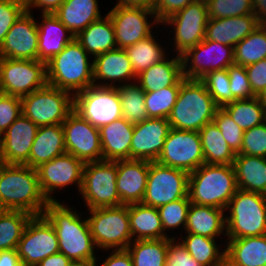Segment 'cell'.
Returning <instances> with one entry per match:
<instances>
[{
    "mask_svg": "<svg viewBox=\"0 0 266 266\" xmlns=\"http://www.w3.org/2000/svg\"><path fill=\"white\" fill-rule=\"evenodd\" d=\"M81 215V212L77 213L76 208L67 207L66 203L60 201L48 202L43 213L56 231L59 252L65 254L71 261L100 260V257L95 255L96 245L88 220Z\"/></svg>",
    "mask_w": 266,
    "mask_h": 266,
    "instance_id": "1",
    "label": "cell"
},
{
    "mask_svg": "<svg viewBox=\"0 0 266 266\" xmlns=\"http://www.w3.org/2000/svg\"><path fill=\"white\" fill-rule=\"evenodd\" d=\"M47 203L35 168L7 164L0 171V209L19 210L41 216Z\"/></svg>",
    "mask_w": 266,
    "mask_h": 266,
    "instance_id": "2",
    "label": "cell"
},
{
    "mask_svg": "<svg viewBox=\"0 0 266 266\" xmlns=\"http://www.w3.org/2000/svg\"><path fill=\"white\" fill-rule=\"evenodd\" d=\"M237 190L233 165L205 163L189 173L188 197L194 204L226 210Z\"/></svg>",
    "mask_w": 266,
    "mask_h": 266,
    "instance_id": "3",
    "label": "cell"
},
{
    "mask_svg": "<svg viewBox=\"0 0 266 266\" xmlns=\"http://www.w3.org/2000/svg\"><path fill=\"white\" fill-rule=\"evenodd\" d=\"M218 108L201 80L184 78L168 121L171 128L199 132L213 122Z\"/></svg>",
    "mask_w": 266,
    "mask_h": 266,
    "instance_id": "4",
    "label": "cell"
},
{
    "mask_svg": "<svg viewBox=\"0 0 266 266\" xmlns=\"http://www.w3.org/2000/svg\"><path fill=\"white\" fill-rule=\"evenodd\" d=\"M82 45L73 40L46 63L47 83L73 95L94 85L93 60Z\"/></svg>",
    "mask_w": 266,
    "mask_h": 266,
    "instance_id": "5",
    "label": "cell"
},
{
    "mask_svg": "<svg viewBox=\"0 0 266 266\" xmlns=\"http://www.w3.org/2000/svg\"><path fill=\"white\" fill-rule=\"evenodd\" d=\"M226 237H243L266 234V195L238 189L229 201L226 211Z\"/></svg>",
    "mask_w": 266,
    "mask_h": 266,
    "instance_id": "6",
    "label": "cell"
},
{
    "mask_svg": "<svg viewBox=\"0 0 266 266\" xmlns=\"http://www.w3.org/2000/svg\"><path fill=\"white\" fill-rule=\"evenodd\" d=\"M87 217L96 250H124L133 241L128 205L88 210Z\"/></svg>",
    "mask_w": 266,
    "mask_h": 266,
    "instance_id": "7",
    "label": "cell"
},
{
    "mask_svg": "<svg viewBox=\"0 0 266 266\" xmlns=\"http://www.w3.org/2000/svg\"><path fill=\"white\" fill-rule=\"evenodd\" d=\"M20 99L22 114L38 127L62 124L74 110V95L48 84Z\"/></svg>",
    "mask_w": 266,
    "mask_h": 266,
    "instance_id": "8",
    "label": "cell"
},
{
    "mask_svg": "<svg viewBox=\"0 0 266 266\" xmlns=\"http://www.w3.org/2000/svg\"><path fill=\"white\" fill-rule=\"evenodd\" d=\"M116 178V161L102 160L84 164L79 194L87 210L121 206Z\"/></svg>",
    "mask_w": 266,
    "mask_h": 266,
    "instance_id": "9",
    "label": "cell"
},
{
    "mask_svg": "<svg viewBox=\"0 0 266 266\" xmlns=\"http://www.w3.org/2000/svg\"><path fill=\"white\" fill-rule=\"evenodd\" d=\"M46 63L0 58V87L4 94L22 98L47 85Z\"/></svg>",
    "mask_w": 266,
    "mask_h": 266,
    "instance_id": "10",
    "label": "cell"
},
{
    "mask_svg": "<svg viewBox=\"0 0 266 266\" xmlns=\"http://www.w3.org/2000/svg\"><path fill=\"white\" fill-rule=\"evenodd\" d=\"M74 111L98 129L122 118L117 87L92 85L77 92L74 94Z\"/></svg>",
    "mask_w": 266,
    "mask_h": 266,
    "instance_id": "11",
    "label": "cell"
},
{
    "mask_svg": "<svg viewBox=\"0 0 266 266\" xmlns=\"http://www.w3.org/2000/svg\"><path fill=\"white\" fill-rule=\"evenodd\" d=\"M189 173L150 162L143 204L158 208L188 196Z\"/></svg>",
    "mask_w": 266,
    "mask_h": 266,
    "instance_id": "12",
    "label": "cell"
},
{
    "mask_svg": "<svg viewBox=\"0 0 266 266\" xmlns=\"http://www.w3.org/2000/svg\"><path fill=\"white\" fill-rule=\"evenodd\" d=\"M207 4L194 1L184 9L174 13L164 20L161 25L172 26L174 42L173 53L182 55L187 49L196 46L205 39V31L208 23ZM174 31V32H173ZM175 51V52H174Z\"/></svg>",
    "mask_w": 266,
    "mask_h": 266,
    "instance_id": "13",
    "label": "cell"
},
{
    "mask_svg": "<svg viewBox=\"0 0 266 266\" xmlns=\"http://www.w3.org/2000/svg\"><path fill=\"white\" fill-rule=\"evenodd\" d=\"M156 162L188 173L198 169L205 164L199 132L171 128Z\"/></svg>",
    "mask_w": 266,
    "mask_h": 266,
    "instance_id": "14",
    "label": "cell"
},
{
    "mask_svg": "<svg viewBox=\"0 0 266 266\" xmlns=\"http://www.w3.org/2000/svg\"><path fill=\"white\" fill-rule=\"evenodd\" d=\"M183 76L201 79L208 72L227 69L234 64V47L203 39L182 55Z\"/></svg>",
    "mask_w": 266,
    "mask_h": 266,
    "instance_id": "15",
    "label": "cell"
},
{
    "mask_svg": "<svg viewBox=\"0 0 266 266\" xmlns=\"http://www.w3.org/2000/svg\"><path fill=\"white\" fill-rule=\"evenodd\" d=\"M22 266H36L46 257L59 252L57 234L43 216H33L16 248Z\"/></svg>",
    "mask_w": 266,
    "mask_h": 266,
    "instance_id": "16",
    "label": "cell"
},
{
    "mask_svg": "<svg viewBox=\"0 0 266 266\" xmlns=\"http://www.w3.org/2000/svg\"><path fill=\"white\" fill-rule=\"evenodd\" d=\"M84 163L70 153H64L36 168L39 186L48 202L58 201L52 195L69 185L82 187Z\"/></svg>",
    "mask_w": 266,
    "mask_h": 266,
    "instance_id": "17",
    "label": "cell"
},
{
    "mask_svg": "<svg viewBox=\"0 0 266 266\" xmlns=\"http://www.w3.org/2000/svg\"><path fill=\"white\" fill-rule=\"evenodd\" d=\"M107 14L112 21L119 49H126L151 36L154 25L156 28L161 25L154 11L145 8L113 7Z\"/></svg>",
    "mask_w": 266,
    "mask_h": 266,
    "instance_id": "18",
    "label": "cell"
},
{
    "mask_svg": "<svg viewBox=\"0 0 266 266\" xmlns=\"http://www.w3.org/2000/svg\"><path fill=\"white\" fill-rule=\"evenodd\" d=\"M65 149L84 164L102 161L99 129L91 125L74 110L62 123Z\"/></svg>",
    "mask_w": 266,
    "mask_h": 266,
    "instance_id": "19",
    "label": "cell"
},
{
    "mask_svg": "<svg viewBox=\"0 0 266 266\" xmlns=\"http://www.w3.org/2000/svg\"><path fill=\"white\" fill-rule=\"evenodd\" d=\"M25 11L12 25L0 47V58L38 60V26Z\"/></svg>",
    "mask_w": 266,
    "mask_h": 266,
    "instance_id": "20",
    "label": "cell"
},
{
    "mask_svg": "<svg viewBox=\"0 0 266 266\" xmlns=\"http://www.w3.org/2000/svg\"><path fill=\"white\" fill-rule=\"evenodd\" d=\"M171 130L166 118H147L134 124L130 146V159L157 161Z\"/></svg>",
    "mask_w": 266,
    "mask_h": 266,
    "instance_id": "21",
    "label": "cell"
},
{
    "mask_svg": "<svg viewBox=\"0 0 266 266\" xmlns=\"http://www.w3.org/2000/svg\"><path fill=\"white\" fill-rule=\"evenodd\" d=\"M93 66V81L95 86L117 87V85L121 86L136 81L137 76L125 49L117 48L96 56L93 59ZM97 80L100 82L103 81V83H98Z\"/></svg>",
    "mask_w": 266,
    "mask_h": 266,
    "instance_id": "22",
    "label": "cell"
},
{
    "mask_svg": "<svg viewBox=\"0 0 266 266\" xmlns=\"http://www.w3.org/2000/svg\"><path fill=\"white\" fill-rule=\"evenodd\" d=\"M117 191L121 205L141 203L145 194L150 161L117 160Z\"/></svg>",
    "mask_w": 266,
    "mask_h": 266,
    "instance_id": "23",
    "label": "cell"
},
{
    "mask_svg": "<svg viewBox=\"0 0 266 266\" xmlns=\"http://www.w3.org/2000/svg\"><path fill=\"white\" fill-rule=\"evenodd\" d=\"M38 126L21 114L0 137L8 165H27Z\"/></svg>",
    "mask_w": 266,
    "mask_h": 266,
    "instance_id": "24",
    "label": "cell"
},
{
    "mask_svg": "<svg viewBox=\"0 0 266 266\" xmlns=\"http://www.w3.org/2000/svg\"><path fill=\"white\" fill-rule=\"evenodd\" d=\"M258 26L259 23L254 14L219 19L209 18L205 39L234 47Z\"/></svg>",
    "mask_w": 266,
    "mask_h": 266,
    "instance_id": "25",
    "label": "cell"
},
{
    "mask_svg": "<svg viewBox=\"0 0 266 266\" xmlns=\"http://www.w3.org/2000/svg\"><path fill=\"white\" fill-rule=\"evenodd\" d=\"M38 26V60L48 63L59 54L75 36L62 24L54 13H41Z\"/></svg>",
    "mask_w": 266,
    "mask_h": 266,
    "instance_id": "26",
    "label": "cell"
},
{
    "mask_svg": "<svg viewBox=\"0 0 266 266\" xmlns=\"http://www.w3.org/2000/svg\"><path fill=\"white\" fill-rule=\"evenodd\" d=\"M134 124L120 118L99 128L102 160L117 161L130 159V146Z\"/></svg>",
    "mask_w": 266,
    "mask_h": 266,
    "instance_id": "27",
    "label": "cell"
},
{
    "mask_svg": "<svg viewBox=\"0 0 266 266\" xmlns=\"http://www.w3.org/2000/svg\"><path fill=\"white\" fill-rule=\"evenodd\" d=\"M176 55V56H175ZM167 56L159 63H155L136 77V83L145 92H154L162 88L181 84L183 76L181 55Z\"/></svg>",
    "mask_w": 266,
    "mask_h": 266,
    "instance_id": "28",
    "label": "cell"
},
{
    "mask_svg": "<svg viewBox=\"0 0 266 266\" xmlns=\"http://www.w3.org/2000/svg\"><path fill=\"white\" fill-rule=\"evenodd\" d=\"M226 210L191 202L185 233L202 235L215 239L226 235Z\"/></svg>",
    "mask_w": 266,
    "mask_h": 266,
    "instance_id": "29",
    "label": "cell"
},
{
    "mask_svg": "<svg viewBox=\"0 0 266 266\" xmlns=\"http://www.w3.org/2000/svg\"><path fill=\"white\" fill-rule=\"evenodd\" d=\"M66 153L62 124L39 126L29 154L28 166L37 168Z\"/></svg>",
    "mask_w": 266,
    "mask_h": 266,
    "instance_id": "30",
    "label": "cell"
},
{
    "mask_svg": "<svg viewBox=\"0 0 266 266\" xmlns=\"http://www.w3.org/2000/svg\"><path fill=\"white\" fill-rule=\"evenodd\" d=\"M225 260L233 266H266V234L227 239Z\"/></svg>",
    "mask_w": 266,
    "mask_h": 266,
    "instance_id": "31",
    "label": "cell"
},
{
    "mask_svg": "<svg viewBox=\"0 0 266 266\" xmlns=\"http://www.w3.org/2000/svg\"><path fill=\"white\" fill-rule=\"evenodd\" d=\"M98 0H65L55 11L62 24L76 36L102 17Z\"/></svg>",
    "mask_w": 266,
    "mask_h": 266,
    "instance_id": "32",
    "label": "cell"
},
{
    "mask_svg": "<svg viewBox=\"0 0 266 266\" xmlns=\"http://www.w3.org/2000/svg\"><path fill=\"white\" fill-rule=\"evenodd\" d=\"M128 217L132 239L171 238L164 233L158 209L143 203L128 205Z\"/></svg>",
    "mask_w": 266,
    "mask_h": 266,
    "instance_id": "33",
    "label": "cell"
},
{
    "mask_svg": "<svg viewBox=\"0 0 266 266\" xmlns=\"http://www.w3.org/2000/svg\"><path fill=\"white\" fill-rule=\"evenodd\" d=\"M75 40L93 59L107 51L117 49L113 24L108 14L79 32L75 36Z\"/></svg>",
    "mask_w": 266,
    "mask_h": 266,
    "instance_id": "34",
    "label": "cell"
},
{
    "mask_svg": "<svg viewBox=\"0 0 266 266\" xmlns=\"http://www.w3.org/2000/svg\"><path fill=\"white\" fill-rule=\"evenodd\" d=\"M233 167L238 189L266 195V158L236 154Z\"/></svg>",
    "mask_w": 266,
    "mask_h": 266,
    "instance_id": "35",
    "label": "cell"
},
{
    "mask_svg": "<svg viewBox=\"0 0 266 266\" xmlns=\"http://www.w3.org/2000/svg\"><path fill=\"white\" fill-rule=\"evenodd\" d=\"M205 163L233 165L236 154L225 141L214 122L206 124L200 131Z\"/></svg>",
    "mask_w": 266,
    "mask_h": 266,
    "instance_id": "36",
    "label": "cell"
},
{
    "mask_svg": "<svg viewBox=\"0 0 266 266\" xmlns=\"http://www.w3.org/2000/svg\"><path fill=\"white\" fill-rule=\"evenodd\" d=\"M186 236L177 238L189 254L202 266H222L225 261V250L217 244L216 239L202 235L185 233ZM182 237V238H181ZM219 245V246H218ZM222 250V251H220Z\"/></svg>",
    "mask_w": 266,
    "mask_h": 266,
    "instance_id": "37",
    "label": "cell"
},
{
    "mask_svg": "<svg viewBox=\"0 0 266 266\" xmlns=\"http://www.w3.org/2000/svg\"><path fill=\"white\" fill-rule=\"evenodd\" d=\"M153 35L154 33L125 49L136 76L169 56L164 46L157 42L158 39H155L156 36Z\"/></svg>",
    "mask_w": 266,
    "mask_h": 266,
    "instance_id": "38",
    "label": "cell"
},
{
    "mask_svg": "<svg viewBox=\"0 0 266 266\" xmlns=\"http://www.w3.org/2000/svg\"><path fill=\"white\" fill-rule=\"evenodd\" d=\"M127 250L133 266H166L168 238L134 240Z\"/></svg>",
    "mask_w": 266,
    "mask_h": 266,
    "instance_id": "39",
    "label": "cell"
},
{
    "mask_svg": "<svg viewBox=\"0 0 266 266\" xmlns=\"http://www.w3.org/2000/svg\"><path fill=\"white\" fill-rule=\"evenodd\" d=\"M32 217L24 211L0 209V251L17 248Z\"/></svg>",
    "mask_w": 266,
    "mask_h": 266,
    "instance_id": "40",
    "label": "cell"
},
{
    "mask_svg": "<svg viewBox=\"0 0 266 266\" xmlns=\"http://www.w3.org/2000/svg\"><path fill=\"white\" fill-rule=\"evenodd\" d=\"M266 59V25H259L234 46V64L246 67Z\"/></svg>",
    "mask_w": 266,
    "mask_h": 266,
    "instance_id": "41",
    "label": "cell"
},
{
    "mask_svg": "<svg viewBox=\"0 0 266 266\" xmlns=\"http://www.w3.org/2000/svg\"><path fill=\"white\" fill-rule=\"evenodd\" d=\"M264 107L258 96L250 99L235 100L223 106L233 121L243 131L264 122Z\"/></svg>",
    "mask_w": 266,
    "mask_h": 266,
    "instance_id": "42",
    "label": "cell"
},
{
    "mask_svg": "<svg viewBox=\"0 0 266 266\" xmlns=\"http://www.w3.org/2000/svg\"><path fill=\"white\" fill-rule=\"evenodd\" d=\"M122 117L131 124H138L148 118L145 105V91L136 83L117 86Z\"/></svg>",
    "mask_w": 266,
    "mask_h": 266,
    "instance_id": "43",
    "label": "cell"
},
{
    "mask_svg": "<svg viewBox=\"0 0 266 266\" xmlns=\"http://www.w3.org/2000/svg\"><path fill=\"white\" fill-rule=\"evenodd\" d=\"M180 90V84H174L154 92H145V105L148 118H166L171 114Z\"/></svg>",
    "mask_w": 266,
    "mask_h": 266,
    "instance_id": "44",
    "label": "cell"
},
{
    "mask_svg": "<svg viewBox=\"0 0 266 266\" xmlns=\"http://www.w3.org/2000/svg\"><path fill=\"white\" fill-rule=\"evenodd\" d=\"M190 204V199L186 196L157 208L166 235H169L167 231L178 228L181 230L180 227L185 230Z\"/></svg>",
    "mask_w": 266,
    "mask_h": 266,
    "instance_id": "45",
    "label": "cell"
},
{
    "mask_svg": "<svg viewBox=\"0 0 266 266\" xmlns=\"http://www.w3.org/2000/svg\"><path fill=\"white\" fill-rule=\"evenodd\" d=\"M200 80L205 84L209 94L219 107L233 102L227 69L208 72Z\"/></svg>",
    "mask_w": 266,
    "mask_h": 266,
    "instance_id": "46",
    "label": "cell"
},
{
    "mask_svg": "<svg viewBox=\"0 0 266 266\" xmlns=\"http://www.w3.org/2000/svg\"><path fill=\"white\" fill-rule=\"evenodd\" d=\"M207 9L212 19L253 14L252 0H212Z\"/></svg>",
    "mask_w": 266,
    "mask_h": 266,
    "instance_id": "47",
    "label": "cell"
},
{
    "mask_svg": "<svg viewBox=\"0 0 266 266\" xmlns=\"http://www.w3.org/2000/svg\"><path fill=\"white\" fill-rule=\"evenodd\" d=\"M213 122L220 129L231 150L238 154L241 149L244 131L233 121L223 107L217 109Z\"/></svg>",
    "mask_w": 266,
    "mask_h": 266,
    "instance_id": "48",
    "label": "cell"
},
{
    "mask_svg": "<svg viewBox=\"0 0 266 266\" xmlns=\"http://www.w3.org/2000/svg\"><path fill=\"white\" fill-rule=\"evenodd\" d=\"M238 154L266 158V124L264 122L244 131Z\"/></svg>",
    "mask_w": 266,
    "mask_h": 266,
    "instance_id": "49",
    "label": "cell"
},
{
    "mask_svg": "<svg viewBox=\"0 0 266 266\" xmlns=\"http://www.w3.org/2000/svg\"><path fill=\"white\" fill-rule=\"evenodd\" d=\"M25 11V0H0V47L12 25Z\"/></svg>",
    "mask_w": 266,
    "mask_h": 266,
    "instance_id": "50",
    "label": "cell"
},
{
    "mask_svg": "<svg viewBox=\"0 0 266 266\" xmlns=\"http://www.w3.org/2000/svg\"><path fill=\"white\" fill-rule=\"evenodd\" d=\"M233 101L255 97L245 67L232 64L227 68Z\"/></svg>",
    "mask_w": 266,
    "mask_h": 266,
    "instance_id": "51",
    "label": "cell"
},
{
    "mask_svg": "<svg viewBox=\"0 0 266 266\" xmlns=\"http://www.w3.org/2000/svg\"><path fill=\"white\" fill-rule=\"evenodd\" d=\"M22 114L21 99L1 93L0 95V137L7 128Z\"/></svg>",
    "mask_w": 266,
    "mask_h": 266,
    "instance_id": "52",
    "label": "cell"
},
{
    "mask_svg": "<svg viewBox=\"0 0 266 266\" xmlns=\"http://www.w3.org/2000/svg\"><path fill=\"white\" fill-rule=\"evenodd\" d=\"M177 236L168 238L166 266H202L185 249Z\"/></svg>",
    "mask_w": 266,
    "mask_h": 266,
    "instance_id": "53",
    "label": "cell"
},
{
    "mask_svg": "<svg viewBox=\"0 0 266 266\" xmlns=\"http://www.w3.org/2000/svg\"><path fill=\"white\" fill-rule=\"evenodd\" d=\"M248 79L255 96H259L266 88V59L245 67Z\"/></svg>",
    "mask_w": 266,
    "mask_h": 266,
    "instance_id": "54",
    "label": "cell"
},
{
    "mask_svg": "<svg viewBox=\"0 0 266 266\" xmlns=\"http://www.w3.org/2000/svg\"><path fill=\"white\" fill-rule=\"evenodd\" d=\"M196 0H155L153 11L157 20L162 23L169 16L184 9L188 4Z\"/></svg>",
    "mask_w": 266,
    "mask_h": 266,
    "instance_id": "55",
    "label": "cell"
},
{
    "mask_svg": "<svg viewBox=\"0 0 266 266\" xmlns=\"http://www.w3.org/2000/svg\"><path fill=\"white\" fill-rule=\"evenodd\" d=\"M103 261L101 266H133L132 257L127 249L112 250Z\"/></svg>",
    "mask_w": 266,
    "mask_h": 266,
    "instance_id": "56",
    "label": "cell"
},
{
    "mask_svg": "<svg viewBox=\"0 0 266 266\" xmlns=\"http://www.w3.org/2000/svg\"><path fill=\"white\" fill-rule=\"evenodd\" d=\"M65 0H25L26 11L39 8L41 13H55Z\"/></svg>",
    "mask_w": 266,
    "mask_h": 266,
    "instance_id": "57",
    "label": "cell"
},
{
    "mask_svg": "<svg viewBox=\"0 0 266 266\" xmlns=\"http://www.w3.org/2000/svg\"><path fill=\"white\" fill-rule=\"evenodd\" d=\"M0 266H22L17 250L0 251Z\"/></svg>",
    "mask_w": 266,
    "mask_h": 266,
    "instance_id": "58",
    "label": "cell"
},
{
    "mask_svg": "<svg viewBox=\"0 0 266 266\" xmlns=\"http://www.w3.org/2000/svg\"><path fill=\"white\" fill-rule=\"evenodd\" d=\"M70 262L65 254L58 252L46 257L36 266H68Z\"/></svg>",
    "mask_w": 266,
    "mask_h": 266,
    "instance_id": "59",
    "label": "cell"
},
{
    "mask_svg": "<svg viewBox=\"0 0 266 266\" xmlns=\"http://www.w3.org/2000/svg\"><path fill=\"white\" fill-rule=\"evenodd\" d=\"M155 0H117L114 7L145 8L153 10Z\"/></svg>",
    "mask_w": 266,
    "mask_h": 266,
    "instance_id": "60",
    "label": "cell"
},
{
    "mask_svg": "<svg viewBox=\"0 0 266 266\" xmlns=\"http://www.w3.org/2000/svg\"><path fill=\"white\" fill-rule=\"evenodd\" d=\"M252 7L259 25H266V0H252Z\"/></svg>",
    "mask_w": 266,
    "mask_h": 266,
    "instance_id": "61",
    "label": "cell"
},
{
    "mask_svg": "<svg viewBox=\"0 0 266 266\" xmlns=\"http://www.w3.org/2000/svg\"><path fill=\"white\" fill-rule=\"evenodd\" d=\"M98 259L92 260H73L68 266H97Z\"/></svg>",
    "mask_w": 266,
    "mask_h": 266,
    "instance_id": "62",
    "label": "cell"
},
{
    "mask_svg": "<svg viewBox=\"0 0 266 266\" xmlns=\"http://www.w3.org/2000/svg\"><path fill=\"white\" fill-rule=\"evenodd\" d=\"M7 165V162L5 160L4 156V150H3V143L0 138V171Z\"/></svg>",
    "mask_w": 266,
    "mask_h": 266,
    "instance_id": "63",
    "label": "cell"
},
{
    "mask_svg": "<svg viewBox=\"0 0 266 266\" xmlns=\"http://www.w3.org/2000/svg\"><path fill=\"white\" fill-rule=\"evenodd\" d=\"M260 102L266 106V88L263 90V92L258 96Z\"/></svg>",
    "mask_w": 266,
    "mask_h": 266,
    "instance_id": "64",
    "label": "cell"
},
{
    "mask_svg": "<svg viewBox=\"0 0 266 266\" xmlns=\"http://www.w3.org/2000/svg\"><path fill=\"white\" fill-rule=\"evenodd\" d=\"M196 1H199V2H201V3H205V4H208L210 1H212V0H196Z\"/></svg>",
    "mask_w": 266,
    "mask_h": 266,
    "instance_id": "65",
    "label": "cell"
},
{
    "mask_svg": "<svg viewBox=\"0 0 266 266\" xmlns=\"http://www.w3.org/2000/svg\"><path fill=\"white\" fill-rule=\"evenodd\" d=\"M264 123L266 124V106L264 107Z\"/></svg>",
    "mask_w": 266,
    "mask_h": 266,
    "instance_id": "66",
    "label": "cell"
},
{
    "mask_svg": "<svg viewBox=\"0 0 266 266\" xmlns=\"http://www.w3.org/2000/svg\"><path fill=\"white\" fill-rule=\"evenodd\" d=\"M222 266H233V265L229 264V263L225 260Z\"/></svg>",
    "mask_w": 266,
    "mask_h": 266,
    "instance_id": "67",
    "label": "cell"
}]
</instances>
